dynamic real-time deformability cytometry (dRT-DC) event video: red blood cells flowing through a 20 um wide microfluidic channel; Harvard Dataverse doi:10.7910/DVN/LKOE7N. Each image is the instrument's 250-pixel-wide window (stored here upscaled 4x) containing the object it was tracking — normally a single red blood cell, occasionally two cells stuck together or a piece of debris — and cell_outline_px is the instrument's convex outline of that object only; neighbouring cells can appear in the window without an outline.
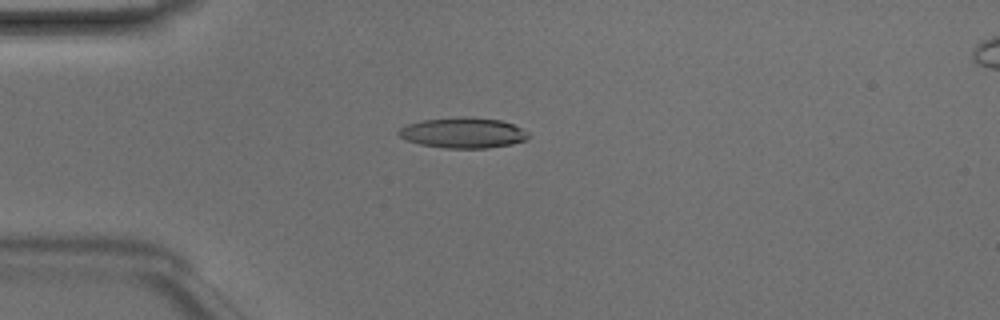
{"species": "Egyptian fruit bat (a non-hibernating species)", "species_latin": "Rousettus aegyptiacus", "temperature_condition": "room temperature", "stored_images_in_passage": 49, "camera_frame_rate_fps": 3000, "um_per_image_px": 0.085, "animal": {"sex": "male"}, "frame": {"image": 1, "passage_image": 13, "time_ms": 4.0, "image_size_px": [1000, 320], "cell_outline_px": [[528, 136], [524, 140], [512, 144], [488, 148], [444, 148], [420, 144], [404, 140], [396, 132], [400, 128], [408, 124], [424, 120], [460, 116], [468, 116], [500, 120], [512, 124], [528, 132]], "centroid_in_image_um": [39.33, 11.29], "position_along_channel_um": 45.7, "area_um2": 23.06}}
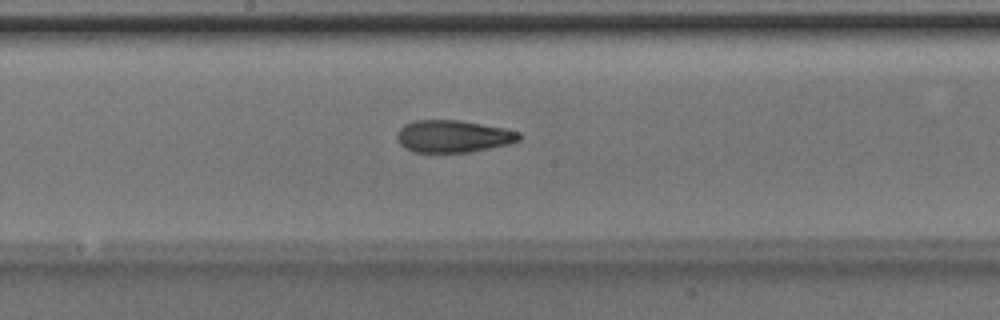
{"frame": {"image": 2, "passage_image": 26, "time_ms": 8.333, "image_size_px": [1000, 320], "cell_outline_px": [[524, 136], [520, 140], [508, 144], [472, 152], [412, 152], [404, 148], [396, 140], [396, 132], [404, 124], [412, 120], [460, 120], [504, 128], [520, 132]], "centroid_in_image_um": [38.5, 11.58], "position_along_channel_um": 209.7, "area_um2": 23.29}}
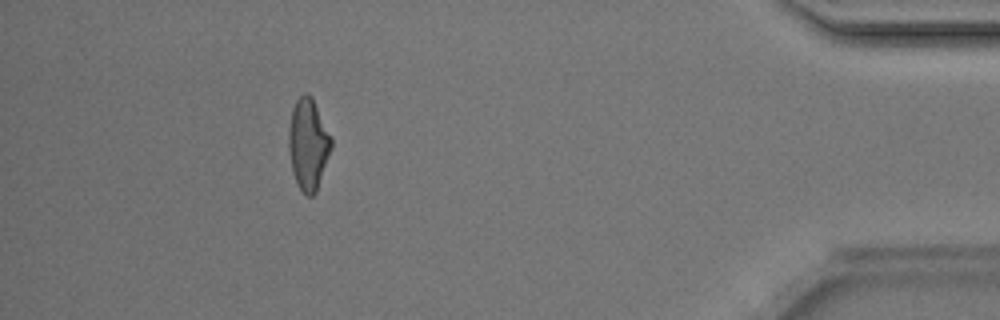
{"frame": {"image": 3, "passage_image": 44, "time_ms": 14.333, "image_size_px": [1000, 320], "cell_outline_px": [[332, 148], [316, 192], [312, 196], [308, 196], [296, 184], [292, 172], [288, 152], [288, 132], [292, 108], [296, 100], [304, 92], [308, 92], [312, 96], [332, 136]], "centroid_in_image_um": [26.19, 12.23], "position_along_channel_um": 409.0, "area_um2": 23.06}, "authors_computed_cell_mechanics": {"area_um2": 23.0622, "velocity_mm_per_s": 4.2172, "shape_relaxation_time_tau1_ms": 5.5015, "shape_relaxation_time_tau2_ms": 2.5554, "deformation_change_tau1": 0.1823, "deformation_change_tau2": 0.1239}}